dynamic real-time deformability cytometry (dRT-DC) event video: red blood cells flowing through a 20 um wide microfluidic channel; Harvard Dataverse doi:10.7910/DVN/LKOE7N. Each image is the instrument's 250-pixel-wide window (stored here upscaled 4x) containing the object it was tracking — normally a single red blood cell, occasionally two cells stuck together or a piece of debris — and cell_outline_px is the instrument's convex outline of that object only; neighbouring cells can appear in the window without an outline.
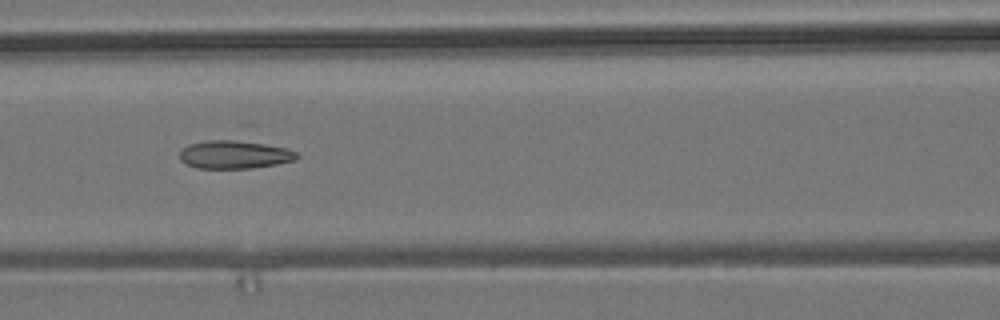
{"species": "common noctule bat (a hibernating species)", "species_latin": "Nyctalus noctula", "temperature_condition": "room temperature", "stored_images_in_passage": 10, "camera_frame_rate_fps": 3000, "um_per_image_px": 0.085, "animal": {"sex": "male", "body_mass_g": 19.2, "forearm_length_mm": 51.8}, "frame": {"image": 1, "passage_image": 6, "time_ms": 1.667, "image_size_px": [1000, 320], "cell_outline_px": [[300, 156], [296, 160], [276, 164], [252, 168], [196, 168], [180, 160], [180, 152], [188, 144], [240, 124], [256, 124], [296, 152]], "centroid_in_image_um": [20.22, 12.71], "position_along_channel_um": 146.4, "area_um2": 26.13}}
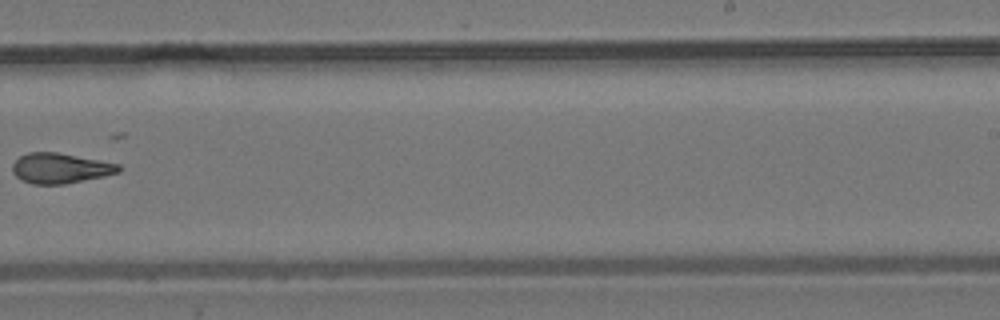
{"frame": {"image": 2, "passage_image": 9, "time_ms": 2.667, "image_size_px": [1000, 320], "cell_outline_px": [[120, 172], [104, 176], [64, 184], [32, 184], [20, 180], [12, 172], [12, 164], [20, 156], [28, 152], [56, 152], [120, 164]], "centroid_in_image_um": [5.09, 14.3], "position_along_channel_um": 283.9, "area_um2": 18.67}}
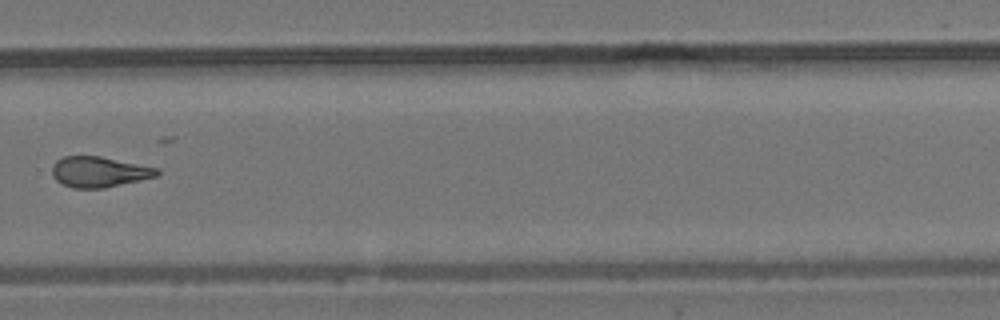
{"frame": {"image": 3, "passage_image": 10, "time_ms": 3.0, "image_size_px": [1000, 320], "cell_outline_px": [[160, 172], [156, 176], [140, 180], [104, 188], [72, 188], [56, 180], [52, 176], [52, 164], [56, 160], [64, 156], [100, 156], [160, 168]], "centroid_in_image_um": [8.41, 14.6], "position_along_channel_um": 321.4, "area_um2": 18.73}}